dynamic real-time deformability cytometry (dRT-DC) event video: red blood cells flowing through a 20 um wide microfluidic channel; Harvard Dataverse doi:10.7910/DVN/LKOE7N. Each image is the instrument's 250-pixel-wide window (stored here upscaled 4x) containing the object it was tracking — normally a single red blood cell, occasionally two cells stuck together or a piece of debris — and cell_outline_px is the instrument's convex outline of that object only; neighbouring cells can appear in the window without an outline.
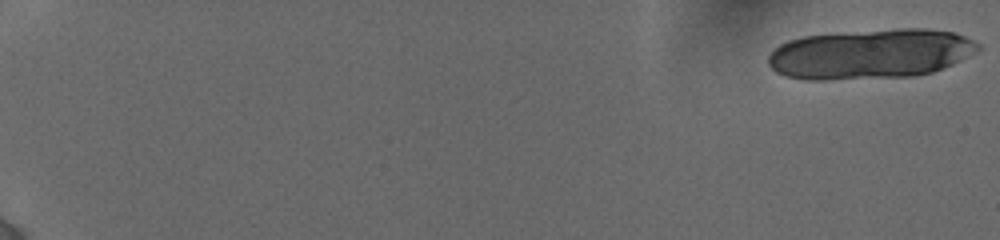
{"species": "human", "species_latin": "Homo sapiens", "temperature_condition": "cold", "stored_images_in_passage": 20, "camera_frame_rate_fps": 3000, "um_per_image_px": 0.085, "donor": {"sex": "female"}, "frame": {"image": 1, "passage_image": 1, "time_ms": 0.0, "image_size_px": [1000, 240], "cell_outline_px": [[980, 48], [976, 52], [952, 64], [932, 72], [912, 76], [828, 80], [804, 80], [784, 76], [776, 72], [768, 64], [768, 56], [772, 48], [788, 40], [804, 36], [896, 28], [924, 28], [952, 32], [964, 36], [980, 44]], "centroid_in_image_um": [73.94, 4.59], "position_along_channel_um": 11.1, "area_um2": 61.15}}
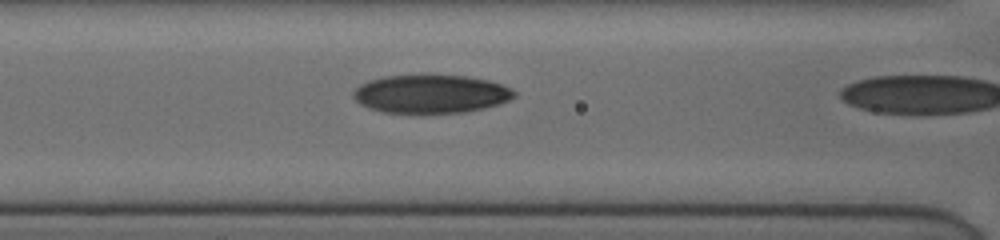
{"frame": {"image": 2, "passage_image": 19, "time_ms": 8.0, "image_size_px": [1000, 240], "cell_outline_px": [[516, 96], [508, 100], [484, 108], [464, 112], [384, 112], [368, 108], [360, 104], [352, 96], [352, 92], [360, 84], [368, 80], [384, 76], [464, 76], [488, 80], [512, 88], [516, 92]], "centroid_in_image_um": [36.6, 7.98], "position_along_channel_um": 130.0, "area_um2": 35.49}}